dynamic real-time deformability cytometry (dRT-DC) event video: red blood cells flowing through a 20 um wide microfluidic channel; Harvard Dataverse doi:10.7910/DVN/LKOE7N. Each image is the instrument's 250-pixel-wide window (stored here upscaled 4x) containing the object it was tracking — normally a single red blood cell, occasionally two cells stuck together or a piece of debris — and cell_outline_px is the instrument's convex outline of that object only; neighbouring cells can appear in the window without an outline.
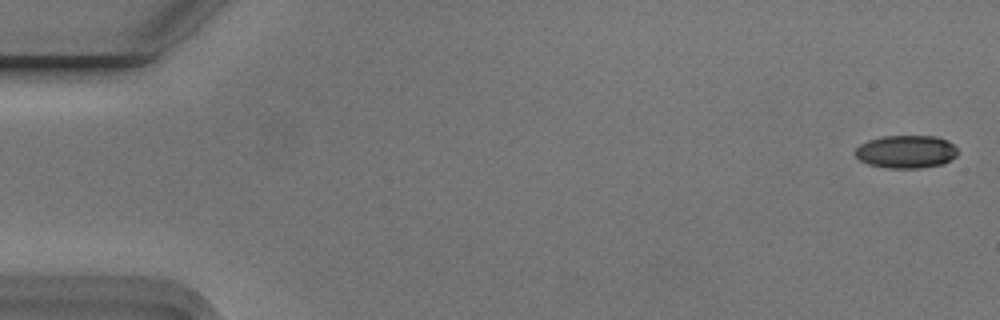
{"species": "Egyptian fruit bat (a non-hibernating species)", "species_latin": "Rousettus aegyptiacus", "temperature_condition": "cold", "stored_images_in_passage": 6, "camera_frame_rate_fps": 3000, "um_per_image_px": 0.085, "animal": {"sex": "male"}, "frame": {"image": 1, "passage_image": 1, "time_ms": 0.0, "image_size_px": [1000, 320], "cell_outline_px": [[960, 152], [956, 156], [944, 164], [920, 168], [884, 168], [868, 164], [860, 160], [856, 156], [856, 148], [860, 144], [868, 140], [884, 136], [936, 136], [948, 140]], "centroid_in_image_um": [77.05, 12.9], "position_along_channel_um": 8.0, "area_um2": 19.83}}
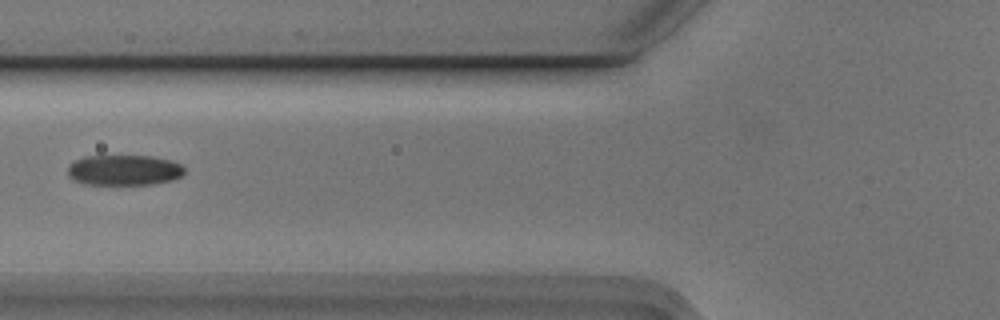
{"frame": {"image": 2, "passage_image": 6, "time_ms": 1.667, "image_size_px": [1000, 320], "cell_outline_px": [[184, 176], [172, 180], [156, 184], [84, 184], [72, 180], [68, 176], [68, 164], [84, 156], [152, 156], [172, 160], [180, 164], [184, 168]], "centroid_in_image_um": [10.55, 14.46], "position_along_channel_um": 115.2, "area_um2": 20.98}}